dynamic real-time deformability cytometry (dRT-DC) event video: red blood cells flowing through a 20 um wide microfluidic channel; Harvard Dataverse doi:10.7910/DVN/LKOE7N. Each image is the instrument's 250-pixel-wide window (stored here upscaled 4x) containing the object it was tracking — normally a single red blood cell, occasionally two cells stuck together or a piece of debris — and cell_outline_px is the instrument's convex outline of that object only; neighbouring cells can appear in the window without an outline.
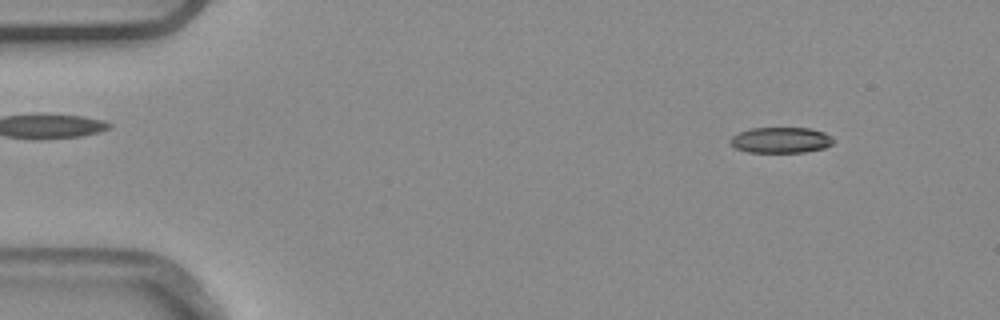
{"species": "common noctule bat (a hibernating species)", "species_latin": "Nyctalus noctula", "temperature_condition": "warm", "stored_images_in_passage": 7, "camera_frame_rate_fps": 3000, "um_per_image_px": 0.085, "animal": {"sex": "male", "body_mass_g": 20.4}, "frame": {"image": 1, "passage_image": 1, "time_ms": 0.0, "image_size_px": [1000, 320], "cell_outline_px": [[832, 144], [824, 148], [804, 152], [748, 152], [736, 148], [728, 140], [732, 136], [740, 132], [752, 128], [812, 128], [824, 132], [832, 136]], "centroid_in_image_um": [66.38, 11.9], "position_along_channel_um": 18.6, "area_um2": 15.43}}
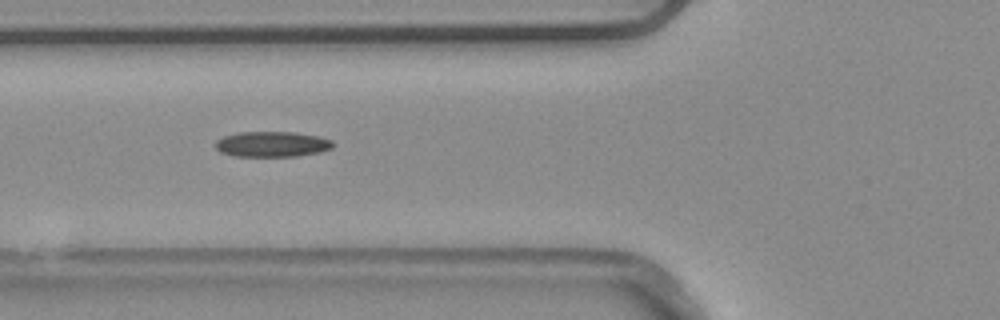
{"frame": {"image": 2, "passage_image": 5, "time_ms": 1.333, "image_size_px": [1000, 320], "cell_outline_px": [[332, 148], [320, 152], [296, 156], [232, 156], [220, 152], [216, 148], [216, 140], [224, 136], [236, 132], [296, 132], [320, 136], [332, 140]], "centroid_in_image_um": [23.12, 12.25], "position_along_channel_um": 102.7, "area_um2": 17.51}}